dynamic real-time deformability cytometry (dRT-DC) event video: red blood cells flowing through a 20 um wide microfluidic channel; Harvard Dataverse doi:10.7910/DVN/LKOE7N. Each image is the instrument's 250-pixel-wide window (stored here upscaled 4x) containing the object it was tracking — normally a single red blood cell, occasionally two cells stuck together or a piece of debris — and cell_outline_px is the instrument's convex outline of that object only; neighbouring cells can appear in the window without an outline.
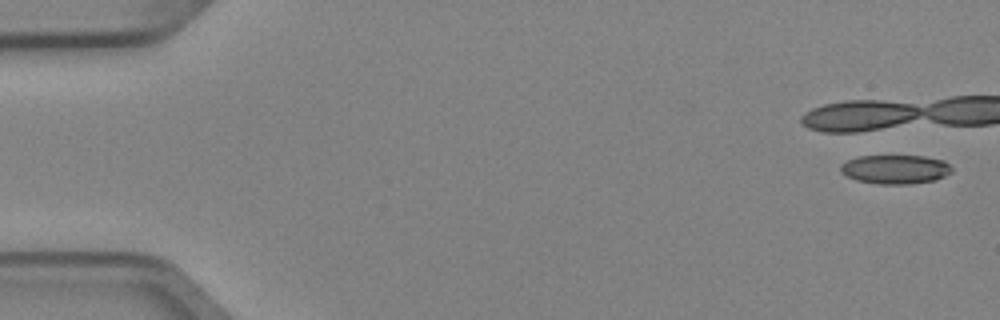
{"species": "Egyptian fruit bat (a non-hibernating species)", "species_latin": "Rousettus aegyptiacus", "temperature_condition": "cold", "stored_images_in_passage": 6, "camera_frame_rate_fps": 3000, "um_per_image_px": 0.085, "animal": {"sex": "female"}, "frame": {"image": 1, "passage_image": 1, "time_ms": 0.0, "image_size_px": [1000, 320], "cell_outline_px": [[952, 172], [936, 180], [908, 184], [876, 184], [856, 180], [840, 172], [840, 164], [856, 156], [924, 156], [944, 160], [952, 168]], "centroid_in_image_um": [76.09, 14.39], "position_along_channel_um": 8.9, "area_um2": 18.9}}